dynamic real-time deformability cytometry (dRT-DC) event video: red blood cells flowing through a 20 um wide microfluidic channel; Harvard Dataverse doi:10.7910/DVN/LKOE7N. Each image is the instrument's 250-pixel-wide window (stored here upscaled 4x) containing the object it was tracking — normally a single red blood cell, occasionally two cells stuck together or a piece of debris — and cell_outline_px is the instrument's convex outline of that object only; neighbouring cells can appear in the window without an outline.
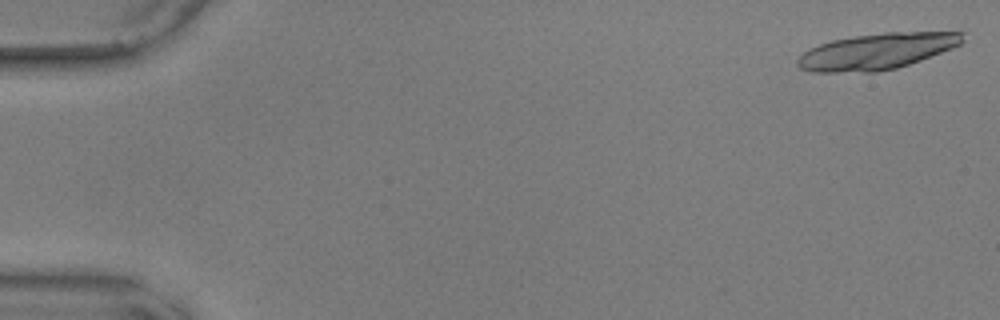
{"species": "common noctule bat (a hibernating species)", "species_latin": "Nyctalus noctula", "temperature_condition": "warm", "stored_images_in_passage": 20, "camera_frame_rate_fps": 3000, "um_per_image_px": 0.085, "animal": {"sex": "male", "body_mass_g": 17.9, "forearm_length_mm": 54.2}, "frame": {"image": 1, "passage_image": 2, "time_ms": 0.333, "image_size_px": [1000, 320], "cell_outline_px": [[964, 40], [960, 44], [952, 48], [920, 60], [896, 68], [876, 72], [812, 72], [800, 68], [796, 64], [796, 60], [804, 52], [820, 44], [832, 40], [856, 36], [884, 32], [964, 32]], "centroid_in_image_um": [74.52, 4.37], "position_along_channel_um": 10.5, "area_um2": 34.45}}